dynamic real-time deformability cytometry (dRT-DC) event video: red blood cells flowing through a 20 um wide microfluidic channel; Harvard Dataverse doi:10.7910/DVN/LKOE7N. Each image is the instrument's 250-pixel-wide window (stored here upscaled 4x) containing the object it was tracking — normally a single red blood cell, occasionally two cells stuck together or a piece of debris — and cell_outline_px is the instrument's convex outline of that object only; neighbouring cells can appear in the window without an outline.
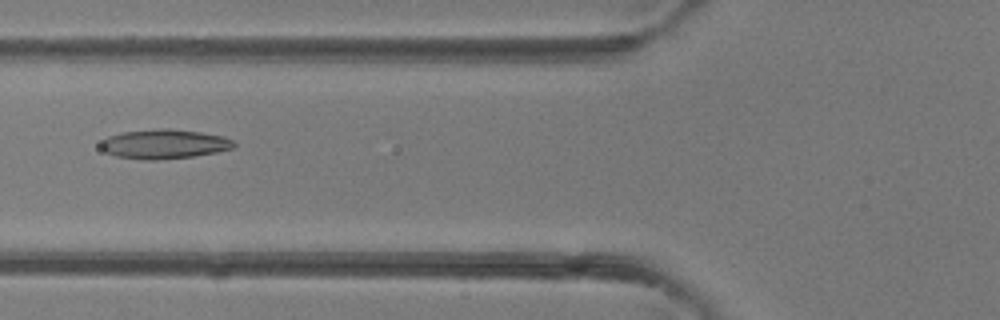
{"species": "common noctule bat (a hibernating species)", "species_latin": "Nyctalus noctula", "temperature_condition": "room temperature", "stored_images_in_passage": 2, "camera_frame_rate_fps": 3000, "um_per_image_px": 0.085, "animal": {"sex": "female"}, "frame": {"image": 1, "passage_image": 2, "time_ms": 1.0, "image_size_px": [1000, 320], "cell_outline_px": [[236, 148], [216, 152], [192, 156], [156, 160], [144, 160], [116, 156], [104, 152], [100, 148], [100, 144], [108, 136], [124, 132], [160, 128], [168, 128], [200, 132], [224, 136], [232, 140], [236, 144]], "centroid_in_image_um": [13.97, 12.24], "position_along_channel_um": 111.8, "area_um2": 22.83}}